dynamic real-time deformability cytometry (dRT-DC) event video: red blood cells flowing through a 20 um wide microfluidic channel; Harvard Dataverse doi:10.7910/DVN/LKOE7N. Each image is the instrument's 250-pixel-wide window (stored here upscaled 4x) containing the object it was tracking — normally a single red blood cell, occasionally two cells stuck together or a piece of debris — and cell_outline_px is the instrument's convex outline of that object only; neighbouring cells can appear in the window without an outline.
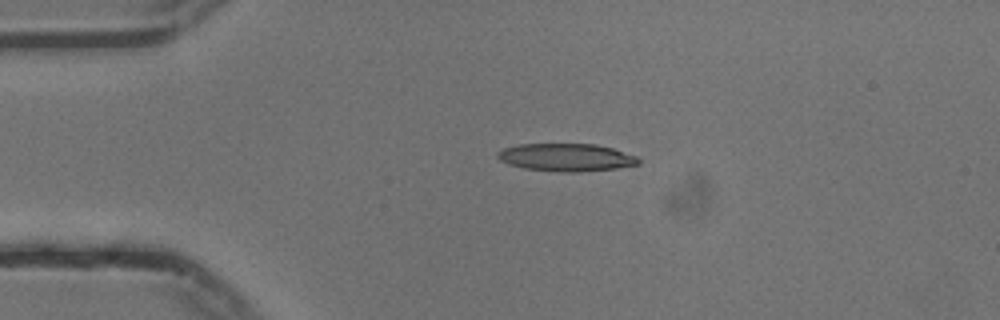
{"species": "common noctule bat (a hibernating species)", "species_latin": "Nyctalus noctula", "temperature_condition": "cold", "stored_images_in_passage": 43, "camera_frame_rate_fps": 3000, "um_per_image_px": 0.085, "animal": {"sex": "male", "body_mass_g": 13.3}, "frame": {"image": 1, "passage_image": 1, "time_ms": 0.0, "image_size_px": [1000, 320], "cell_outline_px": [[640, 164], [616, 168], [580, 172], [564, 172], [524, 168], [500, 160], [496, 156], [496, 152], [504, 148], [520, 144], [596, 144], [612, 148], [636, 156], [640, 160]], "centroid_in_image_um": [48.14, 13.37], "position_along_channel_um": 36.9, "area_um2": 22.6}}
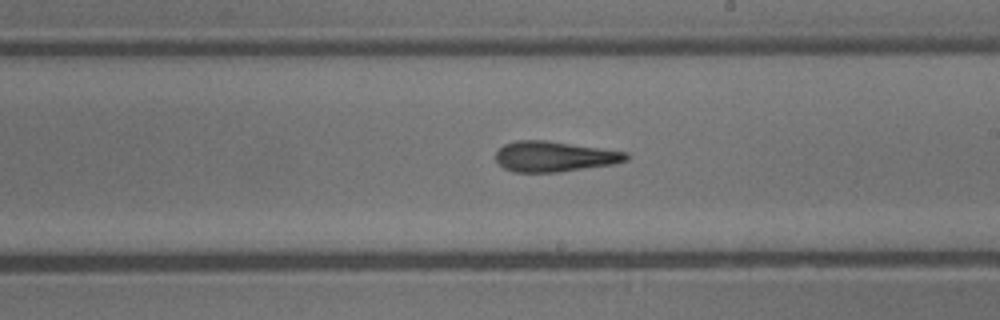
{"frame": {"image": 2, "passage_image": 20, "time_ms": 6.333, "image_size_px": [1000, 320], "cell_outline_px": [[628, 160], [612, 164], [560, 172], [512, 172], [504, 168], [496, 160], [496, 152], [504, 144], [516, 140], [544, 140], [628, 152]], "centroid_in_image_um": [47.1, 13.3], "position_along_channel_um": 241.9, "area_um2": 23.0}}
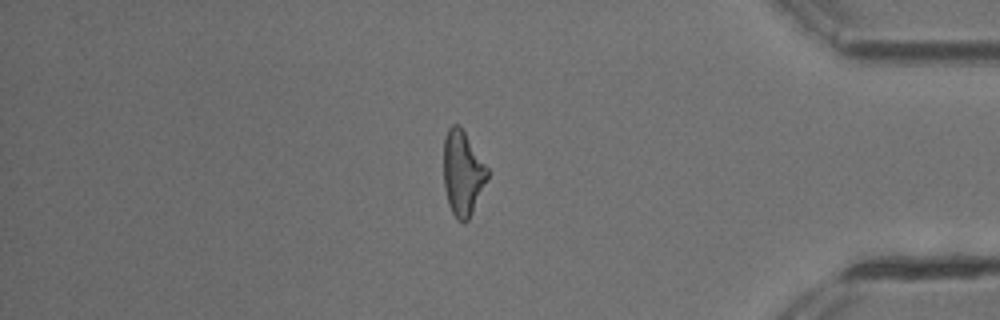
{"frame": {"image": 3, "passage_image": 35, "time_ms": 11.333, "image_size_px": [1000, 320], "cell_outline_px": [[488, 176], [472, 212], [468, 220], [464, 224], [456, 220], [448, 204], [444, 188], [444, 136], [448, 128], [452, 124], [460, 124], [488, 168]], "centroid_in_image_um": [39.3, 14.7], "position_along_channel_um": 395.9, "area_um2": 21.68}, "authors_computed_cell_mechanics": {"area_um2": 22.5998, "velocity_mm_per_s": 3.7454, "shape_relaxation_time_tau1_ms": 5.7039, "shape_relaxation_time_tau2_ms": 2.6438, "deformation_change_tau1": 0.1997, "deformation_change_tau2": 0.1557}}